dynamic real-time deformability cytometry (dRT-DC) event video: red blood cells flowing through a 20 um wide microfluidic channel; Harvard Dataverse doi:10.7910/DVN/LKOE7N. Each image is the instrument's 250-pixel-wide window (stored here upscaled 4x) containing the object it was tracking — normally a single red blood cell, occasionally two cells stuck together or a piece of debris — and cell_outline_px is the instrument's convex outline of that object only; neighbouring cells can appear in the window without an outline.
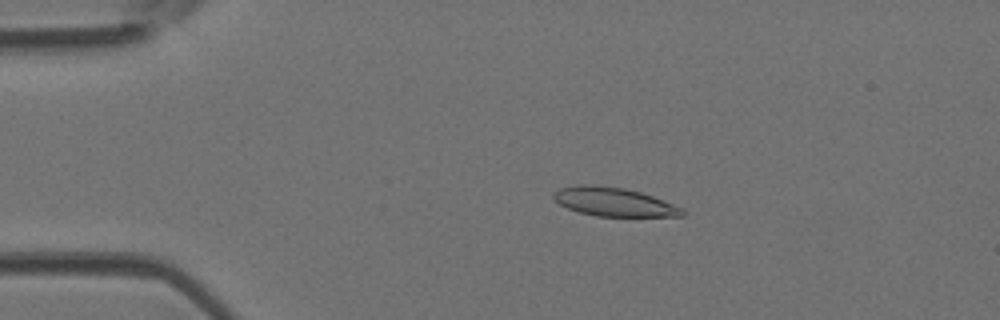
{"species": "Egyptian fruit bat (a non-hibernating species)", "species_latin": "Rousettus aegyptiacus", "temperature_condition": "room temperature", "stored_images_in_passage": 13, "camera_frame_rate_fps": 3000, "um_per_image_px": 0.085, "animal": {"sex": "female"}, "frame": {"image": 1, "passage_image": 9, "time_ms": 2.667, "image_size_px": [1000, 320], "cell_outline_px": [[684, 216], [596, 216], [580, 212], [568, 208], [552, 200], [552, 192], [560, 188], [580, 184], [592, 184], [624, 188], [640, 192], [652, 196], [684, 208]], "centroid_in_image_um": [52.14, 17.15], "position_along_channel_um": 32.9, "area_um2": 21.56}}